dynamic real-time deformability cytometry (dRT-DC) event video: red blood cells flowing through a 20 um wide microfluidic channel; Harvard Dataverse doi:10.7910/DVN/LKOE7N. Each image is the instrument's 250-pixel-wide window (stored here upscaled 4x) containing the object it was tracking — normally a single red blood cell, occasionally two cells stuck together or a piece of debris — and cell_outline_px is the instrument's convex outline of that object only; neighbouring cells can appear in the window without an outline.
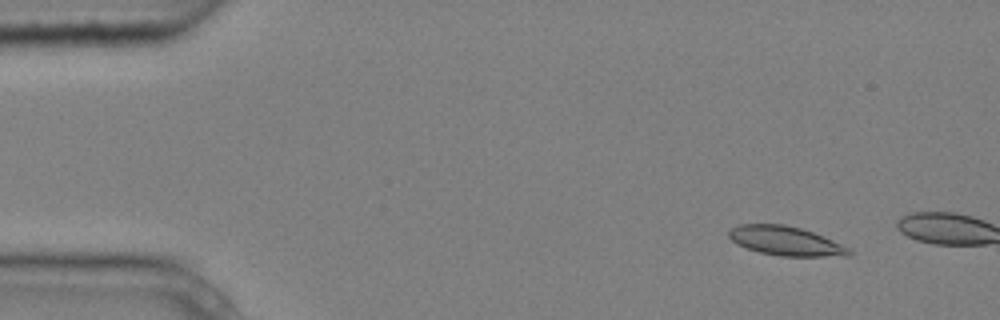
{"species": "common noctule bat (a hibernating species)", "species_latin": "Nyctalus noctula", "temperature_condition": "cold", "stored_images_in_passage": 4, "camera_frame_rate_fps": 3000, "um_per_image_px": 0.085, "animal": {"sex": "male", "body_mass_g": 20.4}, "frame": {"image": 1, "passage_image": 2, "time_ms": 0.333, "image_size_px": [1000, 320], "cell_outline_px": [[852, 252], [848, 256], [780, 256], [760, 252], [736, 244], [728, 236], [728, 232], [732, 228], [740, 224], [784, 224], [800, 228], [824, 236], [852, 248]], "centroid_in_image_um": [66.82, 20.48], "position_along_channel_um": 18.2, "area_um2": 20.46}}